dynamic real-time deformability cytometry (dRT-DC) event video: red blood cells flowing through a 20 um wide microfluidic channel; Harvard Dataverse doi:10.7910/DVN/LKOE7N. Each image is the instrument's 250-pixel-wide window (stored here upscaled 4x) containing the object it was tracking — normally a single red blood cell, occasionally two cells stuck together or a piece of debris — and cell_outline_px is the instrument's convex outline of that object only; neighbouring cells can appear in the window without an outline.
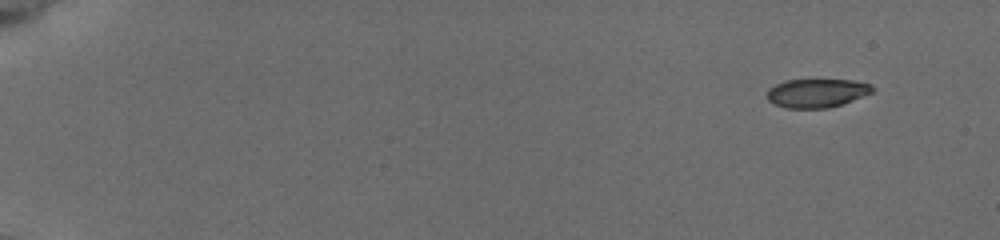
{"species": "common noctule bat (a hibernating species)", "species_latin": "Nyctalus noctula", "temperature_condition": "cold", "stored_images_in_passage": 53, "camera_frame_rate_fps": 3000, "um_per_image_px": 0.085, "animal": {"sex": "female", "body_mass_g": 19.5, "forearm_length_mm": 54.1}, "frame": {"image": 1, "passage_image": 1, "time_ms": 0.0, "image_size_px": [1000, 240], "cell_outline_px": [[876, 92], [828, 108], [788, 108], [776, 104], [768, 100], [768, 88], [784, 80], [852, 80], [872, 84], [876, 88]], "centroid_in_image_um": [69.49, 7.9], "position_along_channel_um": 15.5, "area_um2": 17.63}}
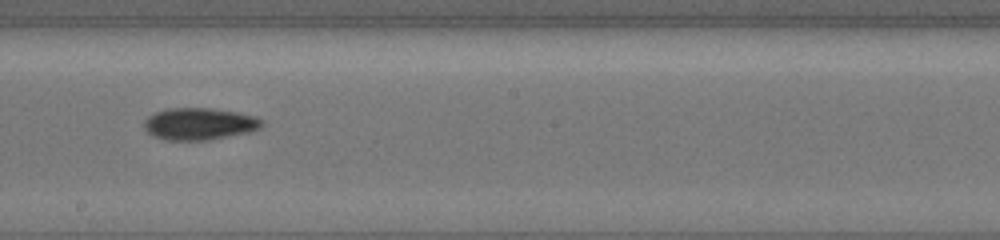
{"frame": {"image": 2, "passage_image": 31, "time_ms": 10.0, "image_size_px": [1000, 240], "cell_outline_px": [[264, 124], [260, 128], [248, 132], [208, 140], [168, 140], [156, 136], [148, 132], [144, 128], [144, 120], [148, 116], [156, 112], [168, 108], [212, 108], [236, 112], [256, 116], [264, 120]], "centroid_in_image_um": [16.97, 10.52], "position_along_channel_um": 231.2, "area_um2": 21.91}}
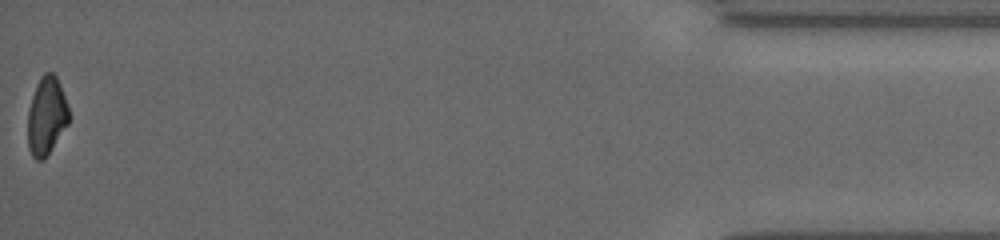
{"frame": {"image": 3, "passage_image": 53, "time_ms": 17.333, "image_size_px": [1000, 240], "cell_outline_px": [[68, 124], [44, 160], [36, 160], [32, 156], [28, 148], [28, 112], [32, 96], [40, 76], [44, 72], [52, 72], [56, 76], [60, 84], [68, 108]], "centroid_in_image_um": [3.94, 9.86], "position_along_channel_um": 431.3, "area_um2": 18.55}, "authors_computed_cell_mechanics": {"area_um2": 19.8254, "velocity_mm_per_s": 3.7802, "shape_relaxation_time_tau1_ms": 3.1198, "shape_relaxation_time_tau2_ms": null, "deformation_change_tau1": 0.1137, "deformation_change_tau2": null}}